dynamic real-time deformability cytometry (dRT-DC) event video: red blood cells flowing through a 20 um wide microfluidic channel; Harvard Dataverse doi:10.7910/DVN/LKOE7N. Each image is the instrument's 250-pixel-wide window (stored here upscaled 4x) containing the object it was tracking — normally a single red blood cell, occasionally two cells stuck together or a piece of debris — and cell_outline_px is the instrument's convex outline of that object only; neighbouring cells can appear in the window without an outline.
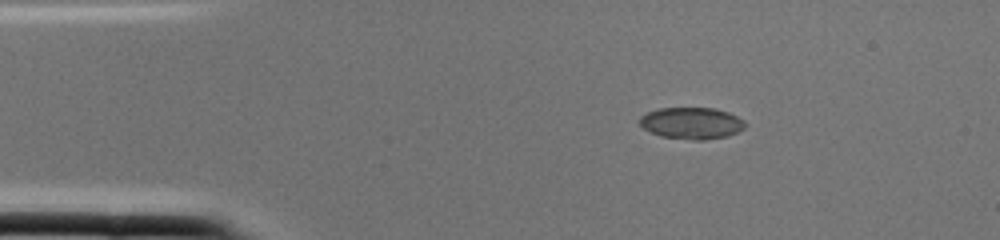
{"species": "common noctule bat (a hibernating species)", "species_latin": "Nyctalus noctula", "temperature_condition": "cold", "stored_images_in_passage": 1, "camera_frame_rate_fps": 3000, "um_per_image_px": 0.085, "animal": {"sex": "female", "body_mass_g": 22.0, "forearm_length_mm": 56.7}, "frame": {"image": 1, "passage_image": 1, "time_ms": 0.0, "image_size_px": [1000, 240], "cell_outline_px": [[744, 128], [728, 136], [704, 140], [692, 140], [660, 136], [644, 128], [636, 120], [640, 116], [648, 112], [660, 108], [716, 108], [728, 112], [744, 120]], "centroid_in_image_um": [58.76, 10.47], "position_along_channel_um": 26.2, "area_um2": 19.48}}